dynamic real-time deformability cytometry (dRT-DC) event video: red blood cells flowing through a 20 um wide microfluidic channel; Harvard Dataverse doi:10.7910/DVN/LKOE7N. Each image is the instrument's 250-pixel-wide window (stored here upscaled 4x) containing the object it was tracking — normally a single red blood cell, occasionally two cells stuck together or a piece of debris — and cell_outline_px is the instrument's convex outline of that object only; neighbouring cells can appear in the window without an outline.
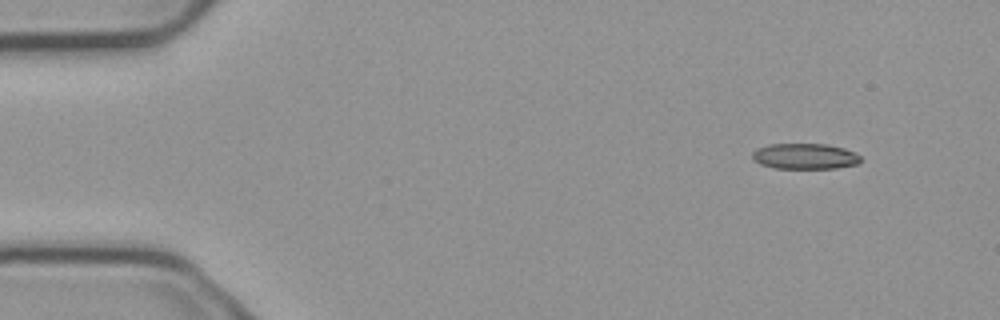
{"species": "common noctule bat (a hibernating species)", "species_latin": "Nyctalus noctula", "temperature_condition": "cold", "stored_images_in_passage": 4, "camera_frame_rate_fps": 3000, "um_per_image_px": 0.085, "animal": {"sex": "male", "body_mass_g": 23.1, "forearm_length_mm": 52.7}, "frame": {"image": 1, "passage_image": 1, "time_ms": 0.0, "image_size_px": [1000, 320], "cell_outline_px": [[860, 160], [856, 164], [836, 168], [776, 168], [760, 164], [752, 160], [752, 152], [756, 148], [768, 144], [828, 144], [844, 148], [860, 156]], "centroid_in_image_um": [68.36, 13.27], "position_along_channel_um": 16.6, "area_um2": 16.18}}
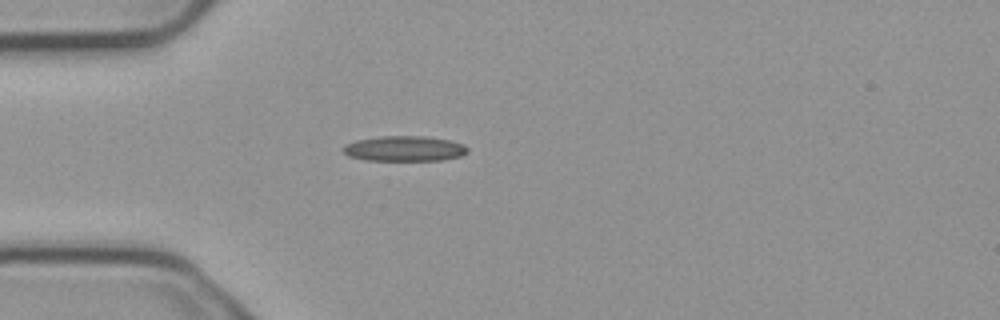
{"frame": {"image": 2, "passage_image": 4, "time_ms": 1.0, "image_size_px": [1000, 320], "cell_outline_px": [[468, 152], [460, 156], [440, 160], [368, 160], [348, 156], [344, 152], [344, 144], [356, 140], [380, 136], [424, 136], [448, 140], [464, 144], [468, 148]], "centroid_in_image_um": [34.37, 12.62], "position_along_channel_um": 50.6, "area_um2": 18.21}}